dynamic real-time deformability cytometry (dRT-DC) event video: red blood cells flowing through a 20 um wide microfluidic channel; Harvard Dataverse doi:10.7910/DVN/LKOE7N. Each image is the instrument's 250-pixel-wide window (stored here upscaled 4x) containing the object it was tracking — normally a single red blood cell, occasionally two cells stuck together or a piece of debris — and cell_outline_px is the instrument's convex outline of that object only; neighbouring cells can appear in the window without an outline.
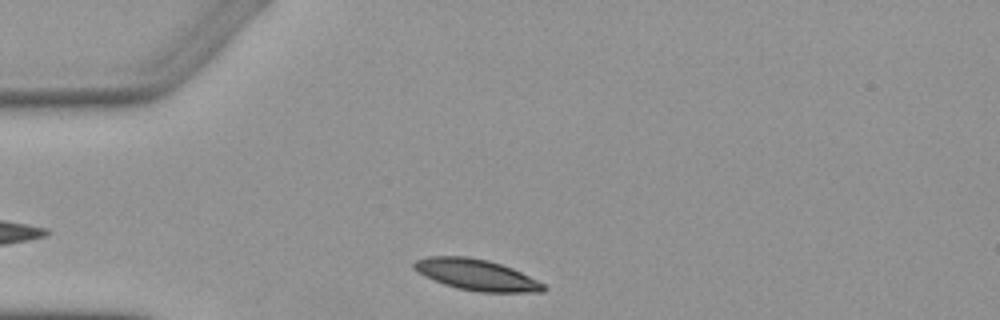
{"species": "Egyptian fruit bat (a non-hibernating species)", "species_latin": "Rousettus aegyptiacus", "temperature_condition": "warm", "stored_images_in_passage": 3, "camera_frame_rate_fps": 3000, "um_per_image_px": 0.085, "animal": {"sex": "female"}, "frame": {"image": 1, "passage_image": 1, "time_ms": 0.0, "image_size_px": [1000, 320], "cell_outline_px": [[548, 288], [544, 292], [480, 292], [456, 288], [444, 284], [412, 268], [412, 264], [416, 260], [428, 256], [468, 256], [488, 260], [512, 268], [544, 284]], "centroid_in_image_um": [40.51, 23.35], "position_along_channel_um": 44.5, "area_um2": 23.24}}